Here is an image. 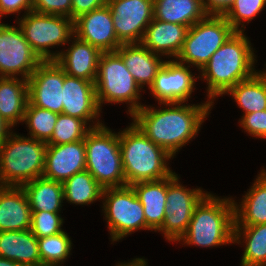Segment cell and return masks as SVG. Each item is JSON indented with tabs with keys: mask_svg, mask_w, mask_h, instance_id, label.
Returning <instances> with one entry per match:
<instances>
[{
	"mask_svg": "<svg viewBox=\"0 0 266 266\" xmlns=\"http://www.w3.org/2000/svg\"><path fill=\"white\" fill-rule=\"evenodd\" d=\"M189 27L153 19L146 27L141 44L151 52L176 59L180 54Z\"/></svg>",
	"mask_w": 266,
	"mask_h": 266,
	"instance_id": "cell-21",
	"label": "cell"
},
{
	"mask_svg": "<svg viewBox=\"0 0 266 266\" xmlns=\"http://www.w3.org/2000/svg\"><path fill=\"white\" fill-rule=\"evenodd\" d=\"M266 7V0H235L224 17L236 32H245V23L255 19Z\"/></svg>",
	"mask_w": 266,
	"mask_h": 266,
	"instance_id": "cell-35",
	"label": "cell"
},
{
	"mask_svg": "<svg viewBox=\"0 0 266 266\" xmlns=\"http://www.w3.org/2000/svg\"><path fill=\"white\" fill-rule=\"evenodd\" d=\"M22 188L32 211L61 212L64 201L62 182L39 177Z\"/></svg>",
	"mask_w": 266,
	"mask_h": 266,
	"instance_id": "cell-30",
	"label": "cell"
},
{
	"mask_svg": "<svg viewBox=\"0 0 266 266\" xmlns=\"http://www.w3.org/2000/svg\"><path fill=\"white\" fill-rule=\"evenodd\" d=\"M131 186L143 206L146 224L156 232L162 226L166 213L167 178Z\"/></svg>",
	"mask_w": 266,
	"mask_h": 266,
	"instance_id": "cell-26",
	"label": "cell"
},
{
	"mask_svg": "<svg viewBox=\"0 0 266 266\" xmlns=\"http://www.w3.org/2000/svg\"><path fill=\"white\" fill-rule=\"evenodd\" d=\"M154 19L187 27L204 19L202 0H153Z\"/></svg>",
	"mask_w": 266,
	"mask_h": 266,
	"instance_id": "cell-27",
	"label": "cell"
},
{
	"mask_svg": "<svg viewBox=\"0 0 266 266\" xmlns=\"http://www.w3.org/2000/svg\"><path fill=\"white\" fill-rule=\"evenodd\" d=\"M61 212L32 211L31 232L37 237H46L63 232L64 217Z\"/></svg>",
	"mask_w": 266,
	"mask_h": 266,
	"instance_id": "cell-36",
	"label": "cell"
},
{
	"mask_svg": "<svg viewBox=\"0 0 266 266\" xmlns=\"http://www.w3.org/2000/svg\"><path fill=\"white\" fill-rule=\"evenodd\" d=\"M28 103V80L0 77V115L13 127L22 123Z\"/></svg>",
	"mask_w": 266,
	"mask_h": 266,
	"instance_id": "cell-25",
	"label": "cell"
},
{
	"mask_svg": "<svg viewBox=\"0 0 266 266\" xmlns=\"http://www.w3.org/2000/svg\"><path fill=\"white\" fill-rule=\"evenodd\" d=\"M233 244L245 246L240 266H266V224L234 226Z\"/></svg>",
	"mask_w": 266,
	"mask_h": 266,
	"instance_id": "cell-29",
	"label": "cell"
},
{
	"mask_svg": "<svg viewBox=\"0 0 266 266\" xmlns=\"http://www.w3.org/2000/svg\"><path fill=\"white\" fill-rule=\"evenodd\" d=\"M47 144L12 132L0 146V186L22 187L43 177Z\"/></svg>",
	"mask_w": 266,
	"mask_h": 266,
	"instance_id": "cell-5",
	"label": "cell"
},
{
	"mask_svg": "<svg viewBox=\"0 0 266 266\" xmlns=\"http://www.w3.org/2000/svg\"><path fill=\"white\" fill-rule=\"evenodd\" d=\"M263 168V169H262ZM253 184L242 196L241 202L234 200L235 225L253 226L266 224V169L262 167Z\"/></svg>",
	"mask_w": 266,
	"mask_h": 266,
	"instance_id": "cell-23",
	"label": "cell"
},
{
	"mask_svg": "<svg viewBox=\"0 0 266 266\" xmlns=\"http://www.w3.org/2000/svg\"><path fill=\"white\" fill-rule=\"evenodd\" d=\"M107 2L108 0H72L71 19L74 21L83 14L107 5Z\"/></svg>",
	"mask_w": 266,
	"mask_h": 266,
	"instance_id": "cell-40",
	"label": "cell"
},
{
	"mask_svg": "<svg viewBox=\"0 0 266 266\" xmlns=\"http://www.w3.org/2000/svg\"><path fill=\"white\" fill-rule=\"evenodd\" d=\"M65 71L55 60L42 61L28 79V102L62 114Z\"/></svg>",
	"mask_w": 266,
	"mask_h": 266,
	"instance_id": "cell-15",
	"label": "cell"
},
{
	"mask_svg": "<svg viewBox=\"0 0 266 266\" xmlns=\"http://www.w3.org/2000/svg\"><path fill=\"white\" fill-rule=\"evenodd\" d=\"M12 125H10L1 115H0V146L8 139L9 135L14 131Z\"/></svg>",
	"mask_w": 266,
	"mask_h": 266,
	"instance_id": "cell-42",
	"label": "cell"
},
{
	"mask_svg": "<svg viewBox=\"0 0 266 266\" xmlns=\"http://www.w3.org/2000/svg\"><path fill=\"white\" fill-rule=\"evenodd\" d=\"M0 266H25V265L0 257Z\"/></svg>",
	"mask_w": 266,
	"mask_h": 266,
	"instance_id": "cell-44",
	"label": "cell"
},
{
	"mask_svg": "<svg viewBox=\"0 0 266 266\" xmlns=\"http://www.w3.org/2000/svg\"><path fill=\"white\" fill-rule=\"evenodd\" d=\"M190 68L176 59L167 60L148 89L150 95L158 104L187 102L192 98V92L196 90L195 82L199 78Z\"/></svg>",
	"mask_w": 266,
	"mask_h": 266,
	"instance_id": "cell-14",
	"label": "cell"
},
{
	"mask_svg": "<svg viewBox=\"0 0 266 266\" xmlns=\"http://www.w3.org/2000/svg\"><path fill=\"white\" fill-rule=\"evenodd\" d=\"M235 100L245 114L266 110V70H258L250 78L238 82L224 95Z\"/></svg>",
	"mask_w": 266,
	"mask_h": 266,
	"instance_id": "cell-28",
	"label": "cell"
},
{
	"mask_svg": "<svg viewBox=\"0 0 266 266\" xmlns=\"http://www.w3.org/2000/svg\"><path fill=\"white\" fill-rule=\"evenodd\" d=\"M101 201L111 244L138 230L153 231L146 224L143 206L132 186L105 188Z\"/></svg>",
	"mask_w": 266,
	"mask_h": 266,
	"instance_id": "cell-9",
	"label": "cell"
},
{
	"mask_svg": "<svg viewBox=\"0 0 266 266\" xmlns=\"http://www.w3.org/2000/svg\"><path fill=\"white\" fill-rule=\"evenodd\" d=\"M37 240L41 266H63L62 263L64 264L70 258V254L72 255V239L65 230L56 235L37 238Z\"/></svg>",
	"mask_w": 266,
	"mask_h": 266,
	"instance_id": "cell-32",
	"label": "cell"
},
{
	"mask_svg": "<svg viewBox=\"0 0 266 266\" xmlns=\"http://www.w3.org/2000/svg\"><path fill=\"white\" fill-rule=\"evenodd\" d=\"M120 149L126 185L162 180L174 173L168 164L174 157L133 122L120 130Z\"/></svg>",
	"mask_w": 266,
	"mask_h": 266,
	"instance_id": "cell-4",
	"label": "cell"
},
{
	"mask_svg": "<svg viewBox=\"0 0 266 266\" xmlns=\"http://www.w3.org/2000/svg\"><path fill=\"white\" fill-rule=\"evenodd\" d=\"M64 201L75 205H90L102 199L104 188L87 171L74 174L63 183Z\"/></svg>",
	"mask_w": 266,
	"mask_h": 266,
	"instance_id": "cell-31",
	"label": "cell"
},
{
	"mask_svg": "<svg viewBox=\"0 0 266 266\" xmlns=\"http://www.w3.org/2000/svg\"><path fill=\"white\" fill-rule=\"evenodd\" d=\"M86 170L84 140L61 145L47 144L43 177L64 182Z\"/></svg>",
	"mask_w": 266,
	"mask_h": 266,
	"instance_id": "cell-18",
	"label": "cell"
},
{
	"mask_svg": "<svg viewBox=\"0 0 266 266\" xmlns=\"http://www.w3.org/2000/svg\"><path fill=\"white\" fill-rule=\"evenodd\" d=\"M0 257L25 266H41L37 237L30 229L0 231Z\"/></svg>",
	"mask_w": 266,
	"mask_h": 266,
	"instance_id": "cell-24",
	"label": "cell"
},
{
	"mask_svg": "<svg viewBox=\"0 0 266 266\" xmlns=\"http://www.w3.org/2000/svg\"><path fill=\"white\" fill-rule=\"evenodd\" d=\"M179 179L175 171L167 177L166 213L162 226L156 231L164 235L165 241L173 243L186 232L194 208L208 193L202 187L186 188Z\"/></svg>",
	"mask_w": 266,
	"mask_h": 266,
	"instance_id": "cell-11",
	"label": "cell"
},
{
	"mask_svg": "<svg viewBox=\"0 0 266 266\" xmlns=\"http://www.w3.org/2000/svg\"><path fill=\"white\" fill-rule=\"evenodd\" d=\"M147 259L144 257L142 258H134L130 260L129 262H118L116 266H148Z\"/></svg>",
	"mask_w": 266,
	"mask_h": 266,
	"instance_id": "cell-43",
	"label": "cell"
},
{
	"mask_svg": "<svg viewBox=\"0 0 266 266\" xmlns=\"http://www.w3.org/2000/svg\"><path fill=\"white\" fill-rule=\"evenodd\" d=\"M92 128L82 119L58 114L54 132L46 144L61 145L84 140Z\"/></svg>",
	"mask_w": 266,
	"mask_h": 266,
	"instance_id": "cell-34",
	"label": "cell"
},
{
	"mask_svg": "<svg viewBox=\"0 0 266 266\" xmlns=\"http://www.w3.org/2000/svg\"><path fill=\"white\" fill-rule=\"evenodd\" d=\"M57 119V113L33 106L28 102L22 122L26 124L29 137L47 143L54 132Z\"/></svg>",
	"mask_w": 266,
	"mask_h": 266,
	"instance_id": "cell-33",
	"label": "cell"
},
{
	"mask_svg": "<svg viewBox=\"0 0 266 266\" xmlns=\"http://www.w3.org/2000/svg\"><path fill=\"white\" fill-rule=\"evenodd\" d=\"M123 60L135 82L145 90L153 84L155 76L167 60L151 52L141 43H123L115 51Z\"/></svg>",
	"mask_w": 266,
	"mask_h": 266,
	"instance_id": "cell-20",
	"label": "cell"
},
{
	"mask_svg": "<svg viewBox=\"0 0 266 266\" xmlns=\"http://www.w3.org/2000/svg\"><path fill=\"white\" fill-rule=\"evenodd\" d=\"M114 30L123 43H141L154 19L153 0H108Z\"/></svg>",
	"mask_w": 266,
	"mask_h": 266,
	"instance_id": "cell-13",
	"label": "cell"
},
{
	"mask_svg": "<svg viewBox=\"0 0 266 266\" xmlns=\"http://www.w3.org/2000/svg\"><path fill=\"white\" fill-rule=\"evenodd\" d=\"M41 62L18 24L16 27L0 21V77L28 80Z\"/></svg>",
	"mask_w": 266,
	"mask_h": 266,
	"instance_id": "cell-12",
	"label": "cell"
},
{
	"mask_svg": "<svg viewBox=\"0 0 266 266\" xmlns=\"http://www.w3.org/2000/svg\"><path fill=\"white\" fill-rule=\"evenodd\" d=\"M32 210L22 187L0 186V231H22L31 227Z\"/></svg>",
	"mask_w": 266,
	"mask_h": 266,
	"instance_id": "cell-22",
	"label": "cell"
},
{
	"mask_svg": "<svg viewBox=\"0 0 266 266\" xmlns=\"http://www.w3.org/2000/svg\"><path fill=\"white\" fill-rule=\"evenodd\" d=\"M112 131L104 123L92 128L84 138L86 170L104 189L126 186L120 131Z\"/></svg>",
	"mask_w": 266,
	"mask_h": 266,
	"instance_id": "cell-6",
	"label": "cell"
},
{
	"mask_svg": "<svg viewBox=\"0 0 266 266\" xmlns=\"http://www.w3.org/2000/svg\"><path fill=\"white\" fill-rule=\"evenodd\" d=\"M244 32H235L199 71V79L206 82V96L213 105L238 82L253 76L257 62L255 49ZM201 75V76H200Z\"/></svg>",
	"mask_w": 266,
	"mask_h": 266,
	"instance_id": "cell-2",
	"label": "cell"
},
{
	"mask_svg": "<svg viewBox=\"0 0 266 266\" xmlns=\"http://www.w3.org/2000/svg\"><path fill=\"white\" fill-rule=\"evenodd\" d=\"M68 45L66 50L65 48L64 51L63 48L60 50L55 62L67 75L95 82L99 59L103 52L75 35L68 42Z\"/></svg>",
	"mask_w": 266,
	"mask_h": 266,
	"instance_id": "cell-19",
	"label": "cell"
},
{
	"mask_svg": "<svg viewBox=\"0 0 266 266\" xmlns=\"http://www.w3.org/2000/svg\"><path fill=\"white\" fill-rule=\"evenodd\" d=\"M235 32L224 16L207 15L189 28L176 60L200 71Z\"/></svg>",
	"mask_w": 266,
	"mask_h": 266,
	"instance_id": "cell-10",
	"label": "cell"
},
{
	"mask_svg": "<svg viewBox=\"0 0 266 266\" xmlns=\"http://www.w3.org/2000/svg\"><path fill=\"white\" fill-rule=\"evenodd\" d=\"M94 83L65 73L62 87V114L80 118L91 128L104 124L98 119L102 110L97 101Z\"/></svg>",
	"mask_w": 266,
	"mask_h": 266,
	"instance_id": "cell-16",
	"label": "cell"
},
{
	"mask_svg": "<svg viewBox=\"0 0 266 266\" xmlns=\"http://www.w3.org/2000/svg\"><path fill=\"white\" fill-rule=\"evenodd\" d=\"M238 122L249 136L266 139V110L242 115Z\"/></svg>",
	"mask_w": 266,
	"mask_h": 266,
	"instance_id": "cell-37",
	"label": "cell"
},
{
	"mask_svg": "<svg viewBox=\"0 0 266 266\" xmlns=\"http://www.w3.org/2000/svg\"><path fill=\"white\" fill-rule=\"evenodd\" d=\"M74 35L99 48L102 52H115L122 45L114 30L113 18L108 5L75 19Z\"/></svg>",
	"mask_w": 266,
	"mask_h": 266,
	"instance_id": "cell-17",
	"label": "cell"
},
{
	"mask_svg": "<svg viewBox=\"0 0 266 266\" xmlns=\"http://www.w3.org/2000/svg\"><path fill=\"white\" fill-rule=\"evenodd\" d=\"M234 198L208 192L194 208L186 232L176 243L213 248L230 245L234 239Z\"/></svg>",
	"mask_w": 266,
	"mask_h": 266,
	"instance_id": "cell-3",
	"label": "cell"
},
{
	"mask_svg": "<svg viewBox=\"0 0 266 266\" xmlns=\"http://www.w3.org/2000/svg\"><path fill=\"white\" fill-rule=\"evenodd\" d=\"M20 17H17L15 23L42 61L55 60L60 51L51 49L66 46L74 36V21L68 17L35 11H29Z\"/></svg>",
	"mask_w": 266,
	"mask_h": 266,
	"instance_id": "cell-8",
	"label": "cell"
},
{
	"mask_svg": "<svg viewBox=\"0 0 266 266\" xmlns=\"http://www.w3.org/2000/svg\"><path fill=\"white\" fill-rule=\"evenodd\" d=\"M72 0H33V11L71 19Z\"/></svg>",
	"mask_w": 266,
	"mask_h": 266,
	"instance_id": "cell-38",
	"label": "cell"
},
{
	"mask_svg": "<svg viewBox=\"0 0 266 266\" xmlns=\"http://www.w3.org/2000/svg\"><path fill=\"white\" fill-rule=\"evenodd\" d=\"M235 0H202L207 15L224 16Z\"/></svg>",
	"mask_w": 266,
	"mask_h": 266,
	"instance_id": "cell-41",
	"label": "cell"
},
{
	"mask_svg": "<svg viewBox=\"0 0 266 266\" xmlns=\"http://www.w3.org/2000/svg\"><path fill=\"white\" fill-rule=\"evenodd\" d=\"M97 101L102 110L103 104H127L130 117L144 104L140 102L141 91L122 58L116 52H103L98 65L95 81Z\"/></svg>",
	"mask_w": 266,
	"mask_h": 266,
	"instance_id": "cell-7",
	"label": "cell"
},
{
	"mask_svg": "<svg viewBox=\"0 0 266 266\" xmlns=\"http://www.w3.org/2000/svg\"><path fill=\"white\" fill-rule=\"evenodd\" d=\"M23 10V15L33 11V0H0V21L5 15L18 14L19 17Z\"/></svg>",
	"mask_w": 266,
	"mask_h": 266,
	"instance_id": "cell-39",
	"label": "cell"
},
{
	"mask_svg": "<svg viewBox=\"0 0 266 266\" xmlns=\"http://www.w3.org/2000/svg\"><path fill=\"white\" fill-rule=\"evenodd\" d=\"M212 107L209 100L196 105L159 103L158 108L143 105L131 120L151 141L175 157L183 146L195 139Z\"/></svg>",
	"mask_w": 266,
	"mask_h": 266,
	"instance_id": "cell-1",
	"label": "cell"
}]
</instances>
